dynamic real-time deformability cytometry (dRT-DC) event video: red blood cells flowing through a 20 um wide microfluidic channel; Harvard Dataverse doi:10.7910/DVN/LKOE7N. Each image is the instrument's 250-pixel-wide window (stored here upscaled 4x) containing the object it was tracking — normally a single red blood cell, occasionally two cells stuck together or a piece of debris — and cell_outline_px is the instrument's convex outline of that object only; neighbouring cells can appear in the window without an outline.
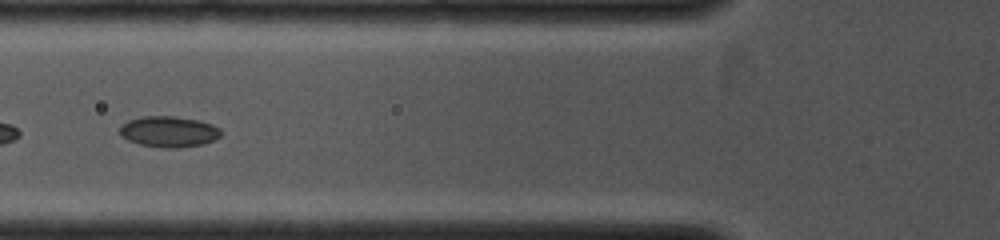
{"species": "common noctule bat (a hibernating species)", "species_latin": "Nyctalus noctula", "temperature_condition": "cold", "stored_images_in_passage": 2, "camera_frame_rate_fps": 4000, "um_per_image_px": 0.085, "animal": {"sex": "female", "body_mass_g": 19.0, "forearm_length_mm": 53.3}, "frame": {"image": 1, "passage_image": 2, "time_ms": 1.0, "image_size_px": [1000, 240], "cell_outline_px": [[224, 132], [216, 140], [204, 144], [176, 148], [164, 148], [140, 144], [128, 140], [120, 136], [120, 128], [128, 120], [144, 116], [176, 116], [196, 120], [212, 124], [220, 128]], "centroid_in_image_um": [14.39, 11.19], "position_along_channel_um": 111.4, "area_um2": 18.32}}